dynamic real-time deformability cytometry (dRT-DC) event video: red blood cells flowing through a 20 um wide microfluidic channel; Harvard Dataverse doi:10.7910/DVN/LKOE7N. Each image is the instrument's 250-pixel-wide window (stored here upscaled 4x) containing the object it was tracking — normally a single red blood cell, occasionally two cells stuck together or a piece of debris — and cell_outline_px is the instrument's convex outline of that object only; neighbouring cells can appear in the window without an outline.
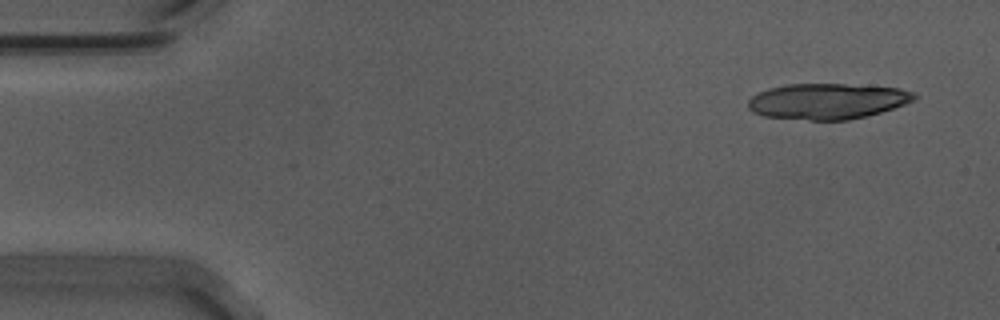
{"species": "Egyptian fruit bat (a non-hibernating species)", "species_latin": "Rousettus aegyptiacus", "temperature_condition": "warm", "stored_images_in_passage": 16, "camera_frame_rate_fps": 3000, "um_per_image_px": 0.085, "animal": {"sex": "male"}, "frame": {"image": 1, "passage_image": 1, "time_ms": 0.0, "image_size_px": [1000, 320], "cell_outline_px": [[920, 96], [916, 100], [880, 112], [848, 120], [808, 120], [764, 116], [752, 112], [748, 108], [748, 100], [752, 96], [768, 88], [788, 84], [844, 84], [900, 88], [916, 92]], "centroid_in_image_um": [70.34, 8.6], "position_along_channel_um": 14.7, "area_um2": 34.68}}